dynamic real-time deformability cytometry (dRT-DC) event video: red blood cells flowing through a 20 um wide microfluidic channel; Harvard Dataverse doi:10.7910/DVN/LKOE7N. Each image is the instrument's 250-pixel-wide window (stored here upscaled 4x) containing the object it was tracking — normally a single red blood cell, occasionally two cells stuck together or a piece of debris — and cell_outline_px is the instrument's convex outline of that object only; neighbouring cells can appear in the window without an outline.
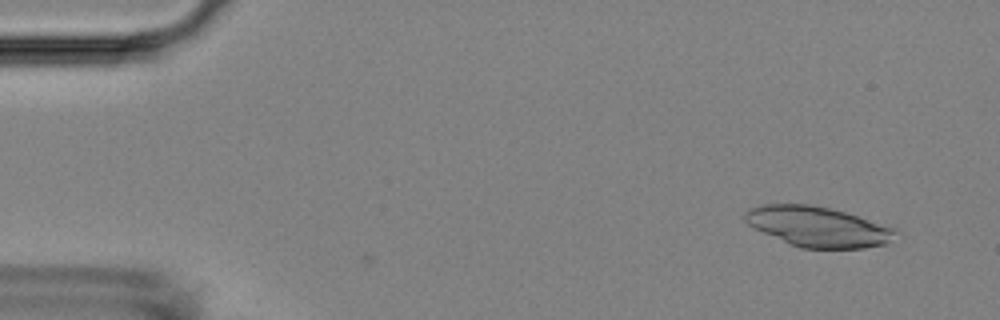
{"species": "Egyptian fruit bat (a non-hibernating species)", "species_latin": "Rousettus aegyptiacus", "temperature_condition": "room temperature", "stored_images_in_passage": 3, "camera_frame_rate_fps": 3000, "um_per_image_px": 0.085, "animal": {"sex": "female"}, "frame": {"image": 1, "passage_image": 1, "time_ms": 0.0, "image_size_px": [1000, 320], "cell_outline_px": [[900, 232], [888, 244], [864, 248], [800, 248], [788, 244], [752, 228], [744, 220], [744, 212], [748, 208], [760, 204], [812, 204], [844, 212], [896, 228]], "centroid_in_image_um": [69.49, 19.27], "position_along_channel_um": 15.5, "area_um2": 35.66}}